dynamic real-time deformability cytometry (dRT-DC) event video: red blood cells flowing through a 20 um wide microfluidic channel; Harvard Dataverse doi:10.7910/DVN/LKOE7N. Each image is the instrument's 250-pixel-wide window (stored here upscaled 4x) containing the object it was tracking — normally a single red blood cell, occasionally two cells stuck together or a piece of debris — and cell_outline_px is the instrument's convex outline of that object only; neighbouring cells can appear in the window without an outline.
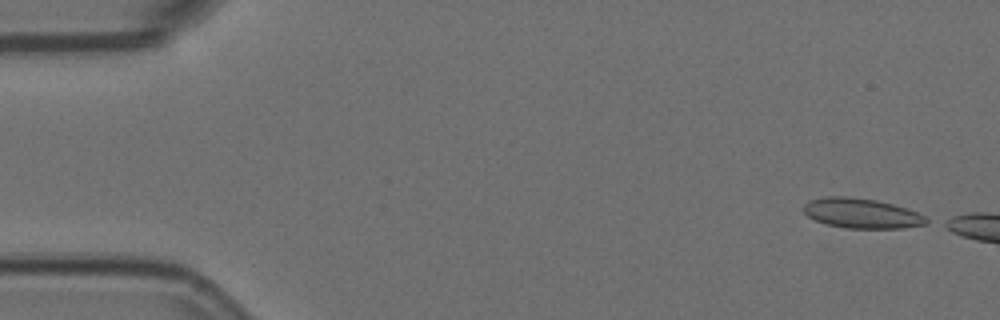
{"species": "Egyptian fruit bat (a non-hibernating species)", "species_latin": "Rousettus aegyptiacus", "temperature_condition": "room temperature", "stored_images_in_passage": 4, "camera_frame_rate_fps": 3000, "um_per_image_px": 0.085, "animal": {"sex": "female"}, "frame": {"image": 1, "passage_image": 1, "time_ms": 0.0, "image_size_px": [1000, 320], "cell_outline_px": [[932, 220], [924, 224], [904, 228], [848, 228], [828, 224], [816, 220], [808, 216], [804, 212], [804, 204], [808, 200], [824, 196], [848, 196], [876, 200], [908, 208]], "centroid_in_image_um": [73.24, 18.12], "position_along_channel_um": 11.8, "area_um2": 21.39}}